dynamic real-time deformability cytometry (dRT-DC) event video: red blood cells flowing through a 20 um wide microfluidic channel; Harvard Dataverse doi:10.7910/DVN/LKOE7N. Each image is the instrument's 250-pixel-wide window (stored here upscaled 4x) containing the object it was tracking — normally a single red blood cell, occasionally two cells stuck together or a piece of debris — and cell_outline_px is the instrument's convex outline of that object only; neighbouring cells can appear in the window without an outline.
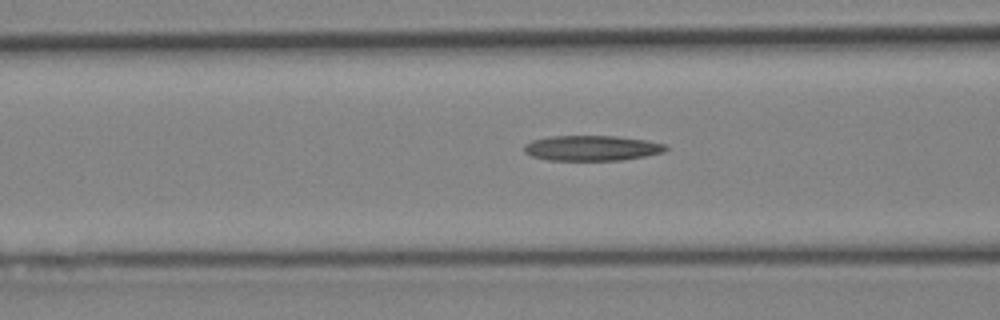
{"species": "Egyptian fruit bat (a non-hibernating species)", "species_latin": "Rousettus aegyptiacus", "temperature_condition": "cold", "stored_images_in_passage": 25, "camera_frame_rate_fps": 3000, "um_per_image_px": 0.085, "animal": {"sex": "female"}, "frame": {"image": 1, "passage_image": 7, "time_ms": 2.0, "image_size_px": [1000, 320], "cell_outline_px": [[668, 148], [664, 152], [624, 160], [548, 160], [532, 156], [524, 152], [524, 144], [532, 140], [552, 136], [616, 136], [644, 140], [668, 144]], "centroid_in_image_um": [50.31, 12.59], "position_along_channel_um": 116.3, "area_um2": 20.87}}
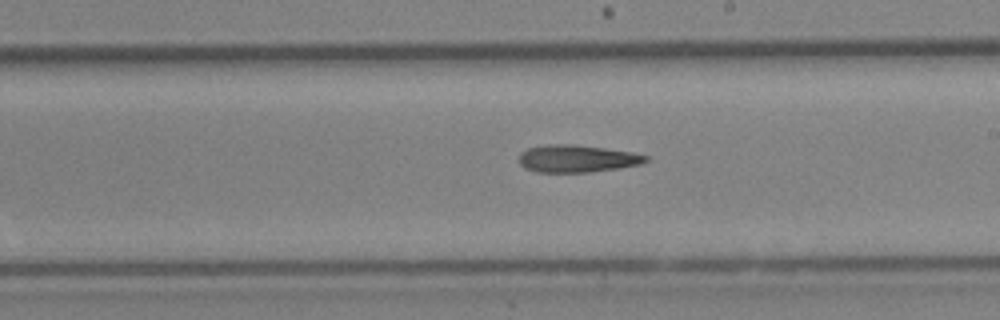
{"frame": {"image": 2, "passage_image": 15, "time_ms": 4.667, "image_size_px": [1000, 320], "cell_outline_px": [[648, 160], [640, 164], [620, 168], [592, 172], [536, 172], [524, 168], [520, 164], [520, 152], [528, 148], [552, 144], [572, 144], [604, 148], [632, 152], [648, 156]], "centroid_in_image_um": [49.05, 13.49], "position_along_channel_um": 240.0, "area_um2": 20.17}}
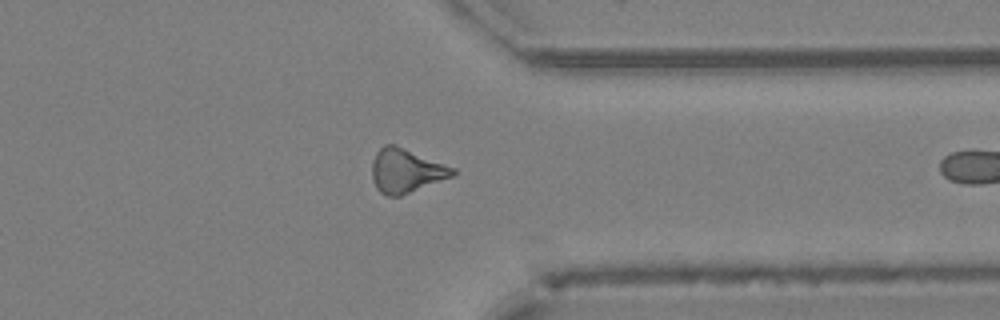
{"frame": {"image": 3, "passage_image": 24, "time_ms": 7.667, "image_size_px": [1000, 320], "cell_outline_px": [[456, 172], [452, 176], [400, 196], [388, 196], [380, 192], [376, 188], [372, 180], [372, 160], [376, 152], [384, 144], [392, 144], [456, 168]], "centroid_in_image_um": [34.47, 14.52], "position_along_channel_um": 376.9, "area_um2": 20.4}}